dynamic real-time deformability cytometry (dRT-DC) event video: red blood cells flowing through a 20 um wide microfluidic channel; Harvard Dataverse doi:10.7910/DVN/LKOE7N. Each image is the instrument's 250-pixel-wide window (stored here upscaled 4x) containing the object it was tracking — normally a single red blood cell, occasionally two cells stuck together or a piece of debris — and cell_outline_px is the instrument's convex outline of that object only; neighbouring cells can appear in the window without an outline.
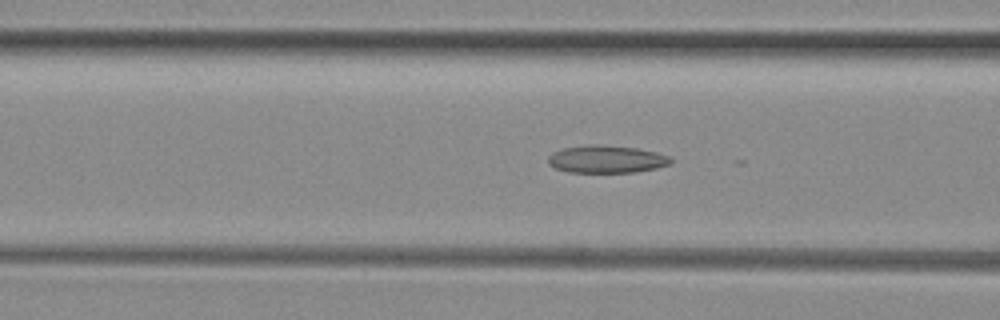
{"species": "common noctule bat (a hibernating species)", "species_latin": "Nyctalus noctula", "temperature_condition": "room temperature", "stored_images_in_passage": 26, "camera_frame_rate_fps": 3000, "um_per_image_px": 0.085, "animal": {"sex": "female", "body_mass_g": 29.2, "forearm_length_mm": 56.3}, "frame": {"image": 1, "passage_image": 14, "time_ms": 4.333, "image_size_px": [1000, 320], "cell_outline_px": [[672, 164], [656, 168], [636, 172], [568, 172], [556, 168], [548, 164], [548, 156], [552, 152], [560, 148], [588, 144], [596, 144], [636, 148], [656, 152], [672, 156]], "centroid_in_image_um": [51.55, 13.52], "position_along_channel_um": 115.0, "area_um2": 19.94}}
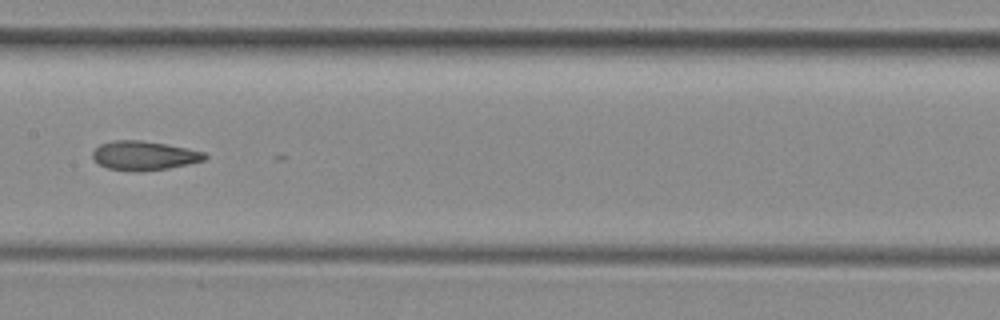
{"frame": {"image": 2, "passage_image": 20, "time_ms": 6.333, "image_size_px": [1000, 320], "cell_outline_px": [[208, 156], [204, 160], [188, 164], [168, 168], [140, 172], [136, 172], [108, 168], [100, 164], [92, 156], [92, 152], [100, 144], [112, 140], [140, 140], [188, 148], [204, 152]], "centroid_in_image_um": [12.25, 13.22], "position_along_channel_um": 195.2, "area_um2": 18.96}}
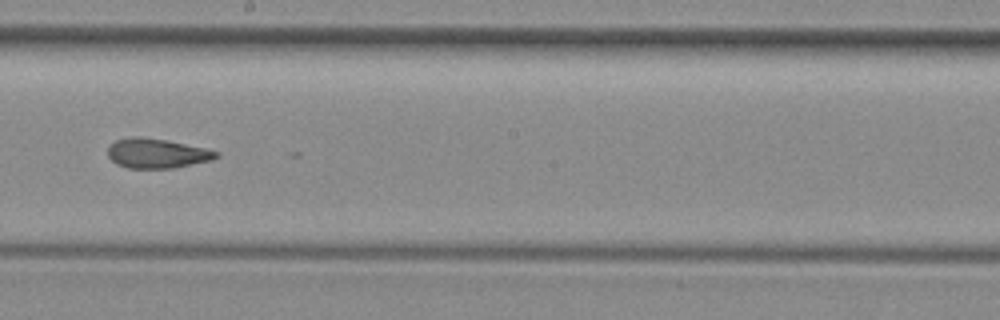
{"frame": {"image": 3, "passage_image": 23, "time_ms": 7.333, "image_size_px": [1000, 320], "cell_outline_px": [[220, 156], [212, 160], [176, 168], [128, 168], [116, 164], [108, 156], [108, 148], [116, 140], [136, 136], [140, 136], [164, 140], [204, 148], [220, 152]], "centroid_in_image_um": [13.35, 13.05], "position_along_channel_um": 234.8, "area_um2": 18.61}}